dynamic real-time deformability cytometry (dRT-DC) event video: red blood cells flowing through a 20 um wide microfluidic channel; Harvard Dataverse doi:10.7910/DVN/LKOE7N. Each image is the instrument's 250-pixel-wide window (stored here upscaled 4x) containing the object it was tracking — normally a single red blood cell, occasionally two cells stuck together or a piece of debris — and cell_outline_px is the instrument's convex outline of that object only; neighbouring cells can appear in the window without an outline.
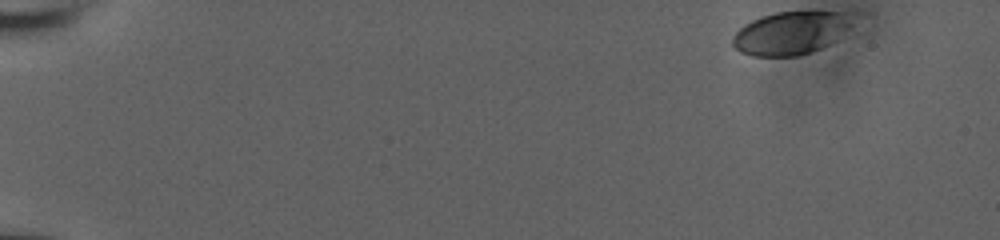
{"species": "human", "species_latin": "Homo sapiens", "temperature_condition": "room temperature", "stored_images_in_passage": 51, "camera_frame_rate_fps": 3000, "um_per_image_px": 0.085, "donor": {"sex": "male"}, "frame": {"image": 1, "passage_image": 1, "time_ms": 0.0, "image_size_px": [1000, 240], "cell_outline_px": [[856, 12], [848, 24], [836, 40], [820, 48], [796, 56], [752, 56], [740, 52], [732, 44], [732, 36], [744, 24], [752, 20], [776, 12]], "centroid_in_image_um": [67.16, 2.8], "position_along_channel_um": 17.8, "area_um2": 29.59}}
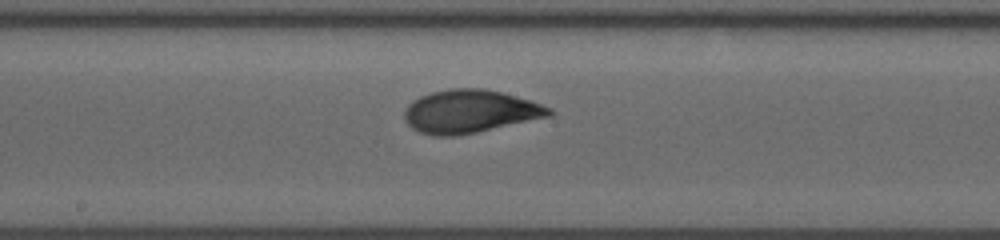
{"frame": {"image": 2, "passage_image": 28, "time_ms": 9.0, "image_size_px": [1000, 240], "cell_outline_px": [[556, 112], [552, 116], [476, 132], [452, 136], [432, 136], [420, 132], [412, 128], [404, 120], [404, 112], [408, 104], [412, 100], [420, 96], [432, 92], [448, 88], [484, 88], [500, 92], [528, 100], [552, 108]], "centroid_in_image_um": [39.93, 9.47], "position_along_channel_um": 208.3, "area_um2": 36.36}}
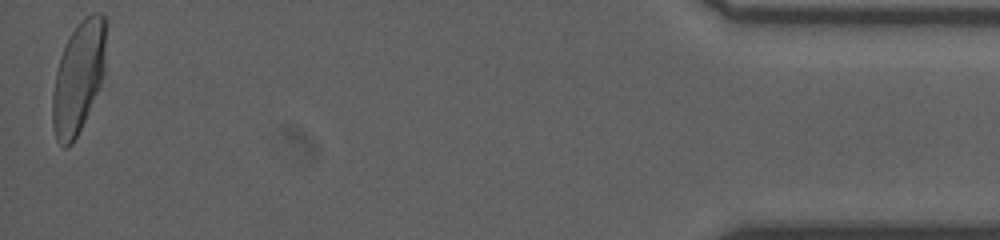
{"frame": {"image": 3, "passage_image": 51, "time_ms": 16.667, "image_size_px": [1000, 240], "cell_outline_px": [[104, 72], [100, 88], [72, 144], [68, 148], [64, 148], [56, 140], [52, 124], [52, 92], [56, 72], [60, 56], [76, 24], [92, 12], [100, 12], [104, 16]], "centroid_in_image_um": [6.64, 6.61], "position_along_channel_um": 428.6, "area_um2": 34.39}, "authors_computed_cell_mechanics": {"area_um2": 34.3332, "velocity_mm_per_s": 3.9089, "shape_relaxation_time_tau1_ms": 3.7871, "shape_relaxation_time_tau2_ms": null, "deformation_change_tau1": 0.1628, "deformation_change_tau2": null}}